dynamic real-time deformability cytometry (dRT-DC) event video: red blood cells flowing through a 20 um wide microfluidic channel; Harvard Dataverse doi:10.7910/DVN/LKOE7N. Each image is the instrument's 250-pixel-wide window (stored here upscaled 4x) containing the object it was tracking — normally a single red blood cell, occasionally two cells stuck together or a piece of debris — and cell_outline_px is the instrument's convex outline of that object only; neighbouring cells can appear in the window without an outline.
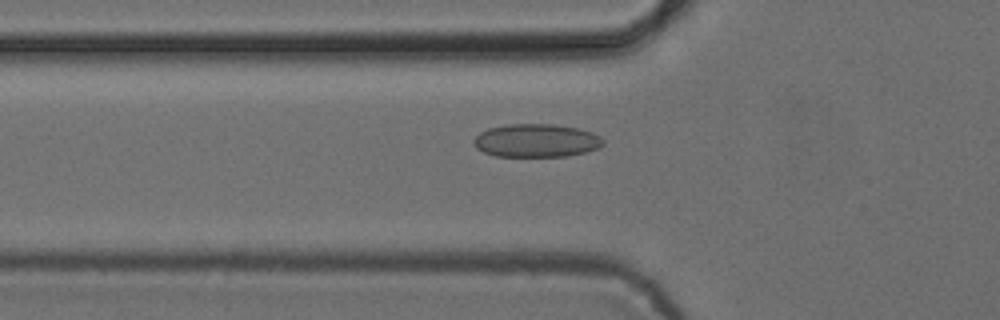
{"species": "common noctule bat (a hibernating species)", "species_latin": "Nyctalus noctula", "temperature_condition": "cold", "stored_images_in_passage": 52, "camera_frame_rate_fps": 3000, "um_per_image_px": 0.085, "animal": {"sex": "female", "body_mass_g": 24.6, "forearm_length_mm": 56.2}, "frame": {"image": 1, "passage_image": 18, "time_ms": 5.667, "image_size_px": [1000, 320], "cell_outline_px": [[604, 144], [600, 148], [568, 156], [496, 156], [484, 152], [476, 148], [472, 144], [472, 140], [480, 132], [488, 128], [504, 124], [552, 124], [576, 128], [592, 132], [600, 136], [604, 140]], "centroid_in_image_um": [45.57, 11.94], "position_along_channel_um": 80.2, "area_um2": 25.2}}
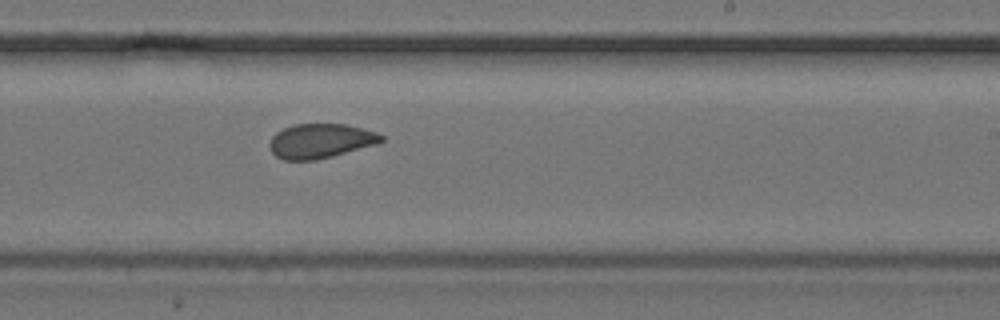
{"frame": {"image": 2, "passage_image": 32, "time_ms": 10.333, "image_size_px": [1000, 320], "cell_outline_px": [[384, 140], [380, 144], [316, 160], [284, 160], [276, 156], [272, 152], [268, 144], [272, 136], [276, 132], [292, 124], [344, 124], [376, 132], [384, 136]], "centroid_in_image_um": [27.25, 11.98], "position_along_channel_um": 261.7, "area_um2": 22.6}}
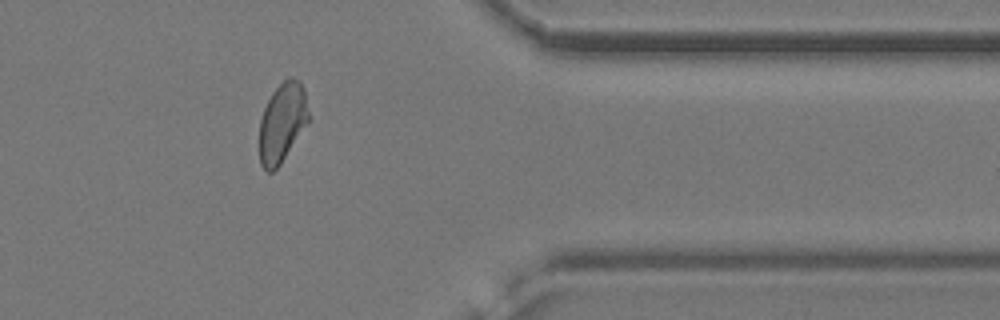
{"frame": {"image": 3, "passage_image": 43, "time_ms": 14.0, "image_size_px": [1000, 320], "cell_outline_px": [[308, 120], [280, 164], [272, 172], [268, 172], [260, 164], [260, 120], [264, 108], [272, 92], [288, 76], [292, 76], [300, 80], [304, 88], [308, 112]], "centroid_in_image_um": [23.98, 10.37], "position_along_channel_um": 387.4, "area_um2": 22.31}, "authors_computed_cell_mechanics": {"area_um2": 23.409, "velocity_mm_per_s": 3.8716, "shape_relaxation_time_tau1_ms": 10.2575, "shape_relaxation_time_tau2_ms": 1.5921, "deformation_change_tau1": 0.1524, "deformation_change_tau2": 0.0607}}